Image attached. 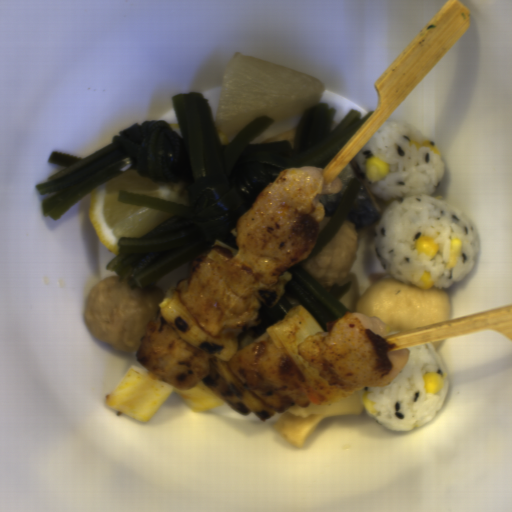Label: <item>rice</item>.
<instances>
[{
  "mask_svg": "<svg viewBox=\"0 0 512 512\" xmlns=\"http://www.w3.org/2000/svg\"><path fill=\"white\" fill-rule=\"evenodd\" d=\"M414 141H435L427 138L420 130L408 123L385 120L362 149L354 157L361 177L370 193L387 207L374 227L373 251L385 272L402 284L417 287L409 280L418 281L423 272L430 273L435 280L431 288L448 289L455 282L469 276L476 265L481 249V238L472 219L444 199L432 196L440 184L445 166L440 155ZM437 147V146H436ZM376 155L390 165V173L382 180L370 184L364 174L365 160ZM440 251L432 261L413 249L412 237L423 232L434 236ZM462 241L465 258L457 259L455 268H444L441 262H448L450 239Z\"/></svg>",
  "mask_w": 512,
  "mask_h": 512,
  "instance_id": "obj_1",
  "label": "rice"
},
{
  "mask_svg": "<svg viewBox=\"0 0 512 512\" xmlns=\"http://www.w3.org/2000/svg\"><path fill=\"white\" fill-rule=\"evenodd\" d=\"M410 350L406 366L386 387H363L362 391L373 392L367 399L378 414L364 410L369 417L387 430L407 432L420 428L431 421L441 410L449 392V380L437 393H426L422 375L447 374L444 362L432 343L407 347Z\"/></svg>",
  "mask_w": 512,
  "mask_h": 512,
  "instance_id": "obj_2",
  "label": "rice"
}]
</instances>
